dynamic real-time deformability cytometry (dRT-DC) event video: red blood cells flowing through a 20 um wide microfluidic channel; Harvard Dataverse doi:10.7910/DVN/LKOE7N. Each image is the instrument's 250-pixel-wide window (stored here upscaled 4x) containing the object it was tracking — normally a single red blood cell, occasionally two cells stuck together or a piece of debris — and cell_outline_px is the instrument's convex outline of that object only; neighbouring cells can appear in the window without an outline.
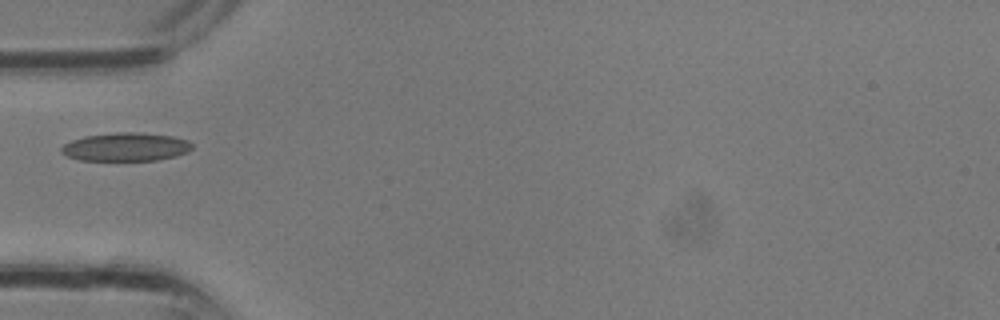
{"species": "common noctule bat (a hibernating species)", "species_latin": "Nyctalus noctula", "temperature_condition": "room temperature", "stored_images_in_passage": 1, "camera_frame_rate_fps": 3000, "um_per_image_px": 0.085, "animal": {"sex": "male", "body_mass_g": 13.3}, "frame": {"image": 1, "passage_image": 1, "time_ms": 0.0, "image_size_px": [1000, 320], "cell_outline_px": [[192, 148], [188, 152], [176, 156], [156, 160], [80, 160], [68, 156], [60, 152], [60, 148], [64, 144], [72, 140], [88, 136], [116, 132], [136, 132], [172, 136], [188, 140], [192, 144]], "centroid_in_image_um": [10.71, 12.49], "position_along_channel_um": 74.3, "area_um2": 21.5}}